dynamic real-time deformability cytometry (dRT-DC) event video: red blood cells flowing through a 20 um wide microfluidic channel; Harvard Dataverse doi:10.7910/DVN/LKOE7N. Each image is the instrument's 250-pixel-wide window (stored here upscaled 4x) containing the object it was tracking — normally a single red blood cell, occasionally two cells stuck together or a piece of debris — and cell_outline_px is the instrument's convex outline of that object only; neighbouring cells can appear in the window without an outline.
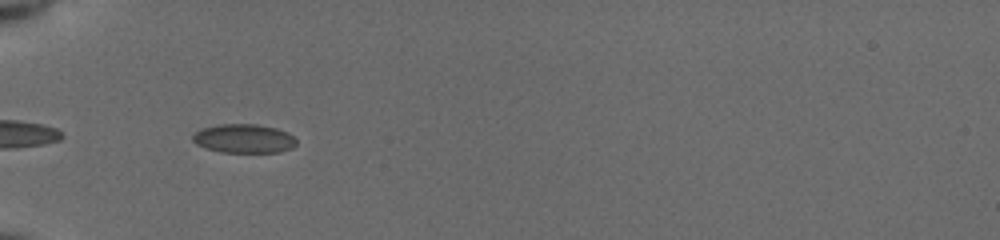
{"species": "common noctule bat (a hibernating species)", "species_latin": "Nyctalus noctula", "temperature_condition": "cold", "stored_images_in_passage": 8, "camera_frame_rate_fps": 3000, "um_per_image_px": 0.085, "animal": {"sex": "female", "body_mass_g": 19.5, "forearm_length_mm": 54.1}, "frame": {"image": 1, "passage_image": 2, "time_ms": 0.333, "image_size_px": [1000, 240], "cell_outline_px": [[296, 144], [292, 148], [280, 152], [220, 152], [204, 148], [196, 144], [192, 140], [192, 136], [200, 128], [220, 124], [256, 124], [276, 128], [288, 132], [296, 140]], "centroid_in_image_um": [20.71, 11.78], "position_along_channel_um": 64.3, "area_um2": 17.57}}
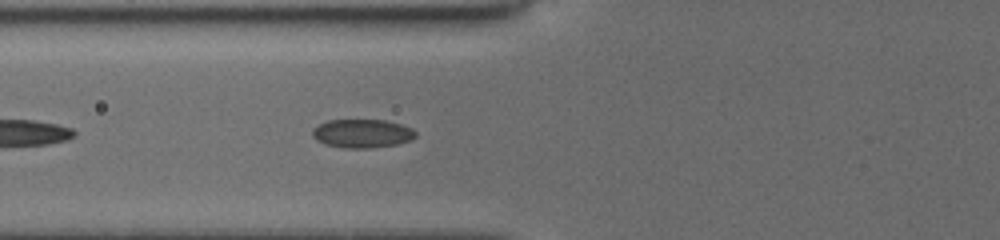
{"frame": {"image": 2, "passage_image": 5, "time_ms": 1.333, "image_size_px": [1000, 240], "cell_outline_px": [[416, 136], [412, 140], [396, 144], [372, 148], [344, 148], [324, 144], [316, 140], [312, 136], [312, 128], [328, 120], [384, 120], [400, 124], [412, 128], [416, 132]], "centroid_in_image_um": [30.77, 11.35], "position_along_channel_um": 95.0, "area_um2": 17.28}}